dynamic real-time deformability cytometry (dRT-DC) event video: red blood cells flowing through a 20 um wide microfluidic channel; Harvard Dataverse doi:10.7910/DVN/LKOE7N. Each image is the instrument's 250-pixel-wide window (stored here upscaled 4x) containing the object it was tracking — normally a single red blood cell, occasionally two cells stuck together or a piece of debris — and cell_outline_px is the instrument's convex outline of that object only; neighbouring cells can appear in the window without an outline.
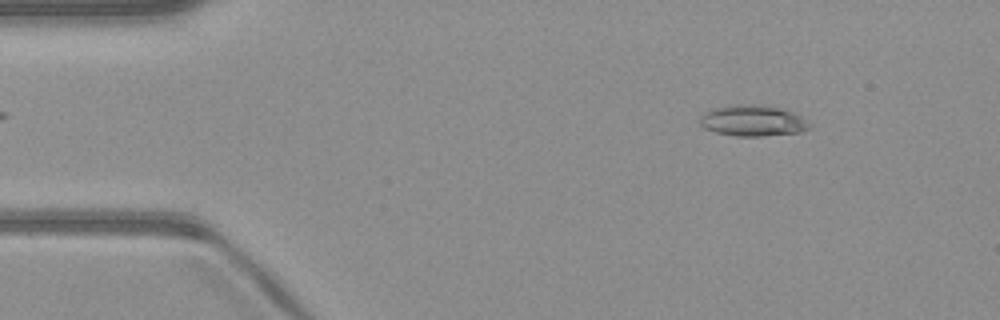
{"species": "common noctule bat (a hibernating species)", "species_latin": "Nyctalus noctula", "temperature_condition": "warm", "stored_images_in_passage": 50, "camera_frame_rate_fps": 3000, "um_per_image_px": 0.085, "animal": {"sex": "male", "body_mass_g": 23.1, "forearm_length_mm": 52.7}, "frame": {"image": 1, "passage_image": 6, "time_ms": 1.667, "image_size_px": [1000, 320], "cell_outline_px": [[812, 124], [808, 128], [800, 132], [764, 136], [736, 136], [716, 132], [704, 128], [700, 124], [700, 116], [704, 112], [712, 108], [732, 104], [764, 104], [792, 112], [808, 120]], "centroid_in_image_um": [63.97, 10.24], "position_along_channel_um": 21.0, "area_um2": 20.0}}
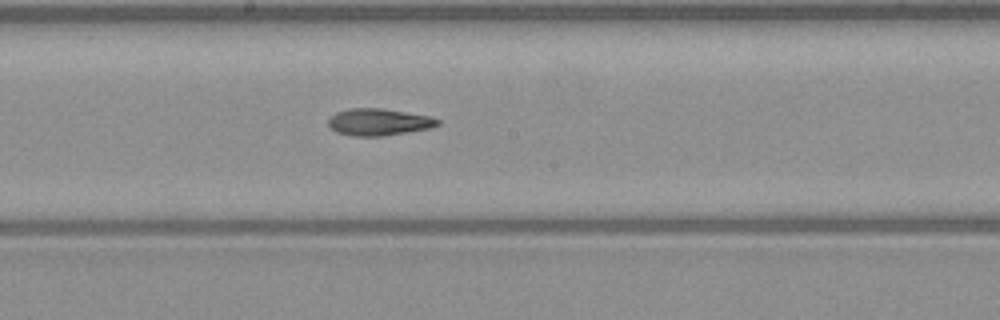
{"frame": {"image": 2, "passage_image": 26, "time_ms": 8.333, "image_size_px": [1000, 320], "cell_outline_px": [[440, 124], [432, 128], [384, 136], [352, 136], [336, 132], [328, 124], [328, 120], [336, 112], [348, 108], [384, 108], [428, 116], [440, 120]], "centroid_in_image_um": [32.2, 10.37], "position_along_channel_um": 216.0, "area_um2": 17.22}}
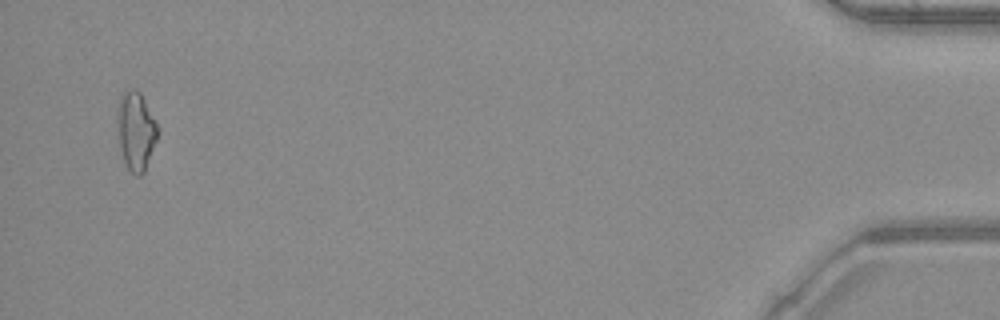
{"frame": {"image": 3, "passage_image": 48, "time_ms": 15.667, "image_size_px": [1000, 320], "cell_outline_px": [[160, 132], [144, 172], [140, 176], [136, 176], [128, 168], [124, 160], [120, 148], [116, 120], [116, 108], [120, 96], [124, 92], [132, 88], [136, 88], [140, 92]], "centroid_in_image_um": [11.53, 11.11], "position_along_channel_um": 423.7, "area_um2": 18.5}, "authors_computed_cell_mechanics": {"area_um2": 17.2822, "velocity_mm_per_s": 4.105, "shape_relaxation_time_tau1_ms": null, "shape_relaxation_time_tau2_ms": 9.7586, "deformation_change_tau1": null, "deformation_change_tau2": 0.2466}}